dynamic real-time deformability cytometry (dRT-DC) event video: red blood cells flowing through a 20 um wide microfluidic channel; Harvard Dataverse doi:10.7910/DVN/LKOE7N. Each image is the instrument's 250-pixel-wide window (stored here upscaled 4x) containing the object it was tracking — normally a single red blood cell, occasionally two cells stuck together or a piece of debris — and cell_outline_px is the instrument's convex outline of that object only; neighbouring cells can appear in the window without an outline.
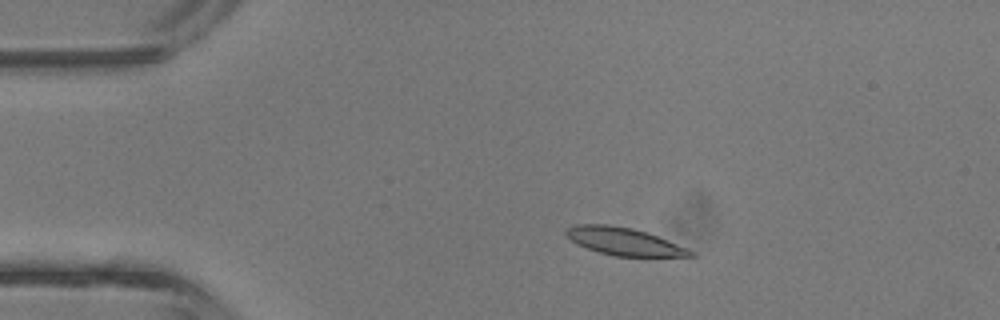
{"species": "common noctule bat (a hibernating species)", "species_latin": "Nyctalus noctula", "temperature_condition": "room temperature", "stored_images_in_passage": 42, "camera_frame_rate_fps": 3000, "um_per_image_px": 0.085, "animal": {"sex": "male", "body_mass_g": 13.3}, "frame": {"image": 1, "passage_image": 7, "time_ms": 2.0, "image_size_px": [1000, 320], "cell_outline_px": [[696, 256], [616, 256], [600, 252], [588, 248], [564, 236], [564, 232], [568, 228], [576, 224], [608, 224], [632, 228], [648, 232], [688, 248], [696, 252]], "centroid_in_image_um": [53.07, 20.51], "position_along_channel_um": 31.9, "area_um2": 19.88}}
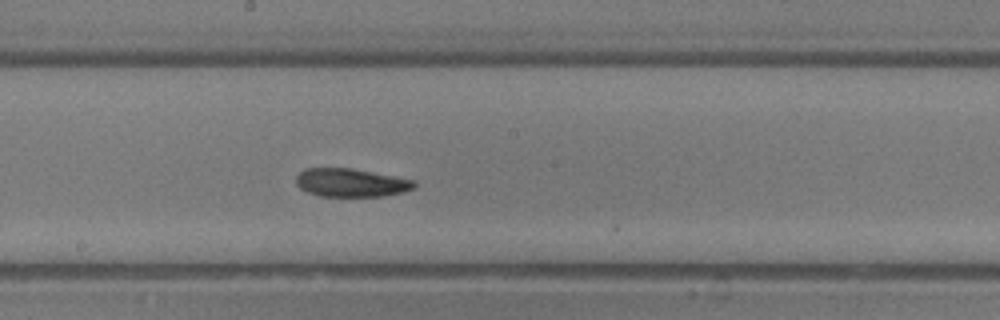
{"frame": {"image": 2, "passage_image": 22, "time_ms": 7.0, "image_size_px": [1000, 320], "cell_outline_px": [[416, 188], [404, 192], [384, 196], [320, 196], [308, 192], [300, 188], [296, 184], [296, 176], [304, 168], [352, 168], [416, 180]], "centroid_in_image_um": [29.86, 15.52], "position_along_channel_um": 218.3, "area_um2": 19.65}}
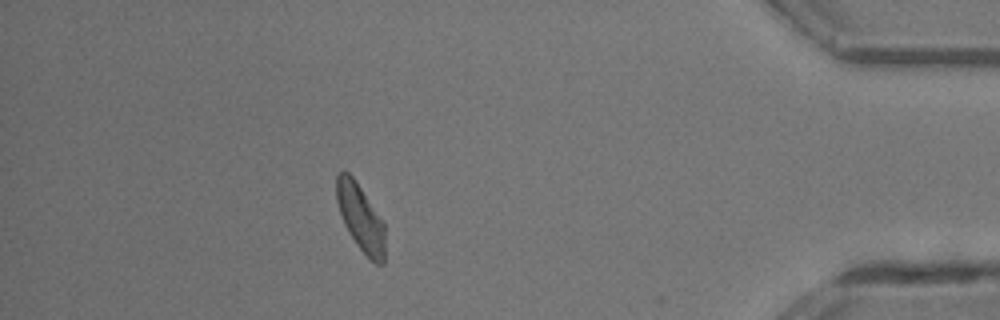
{"frame": {"image": 3, "passage_image": 37, "time_ms": 12.0, "image_size_px": [1000, 320], "cell_outline_px": [[384, 264], [376, 264], [356, 244], [348, 232], [344, 224], [336, 200], [336, 176], [340, 172], [348, 172], [356, 180], [384, 220]], "centroid_in_image_um": [30.65, 18.47], "position_along_channel_um": 404.5, "area_um2": 18.96}, "authors_computed_cell_mechanics": {"area_um2": 19.652, "velocity_mm_per_s": 4.729, "shape_relaxation_time_tau1_ms": 7.1642, "shape_relaxation_time_tau2_ms": null, "deformation_change_tau1": 0.2011, "deformation_change_tau2": null}}